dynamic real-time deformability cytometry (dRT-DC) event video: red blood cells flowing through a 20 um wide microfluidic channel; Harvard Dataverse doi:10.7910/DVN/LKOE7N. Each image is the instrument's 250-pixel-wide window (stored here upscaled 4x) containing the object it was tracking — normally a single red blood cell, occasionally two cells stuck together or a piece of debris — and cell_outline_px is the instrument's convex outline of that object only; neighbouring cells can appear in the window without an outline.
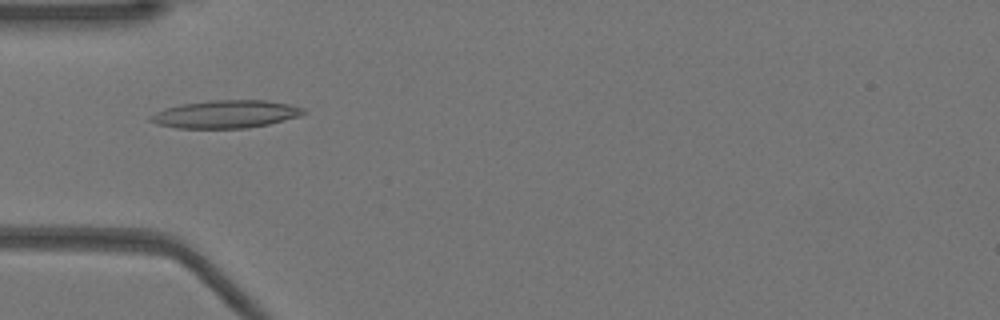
{"species": "Egyptian fruit bat (a non-hibernating species)", "species_latin": "Rousettus aegyptiacus", "temperature_condition": "warm", "stored_images_in_passage": 51, "camera_frame_rate_fps": 3000, "um_per_image_px": 0.085, "animal": {"sex": "female"}, "frame": {"image": 1, "passage_image": 16, "time_ms": 5.0, "image_size_px": [1000, 320], "cell_outline_px": [[308, 112], [300, 116], [268, 124], [248, 128], [176, 128], [156, 124], [148, 120], [148, 116], [164, 108], [180, 104], [208, 100], [268, 100], [288, 104], [304, 108]], "centroid_in_image_um": [19.16, 9.7], "position_along_channel_um": 65.8, "area_um2": 25.03}}
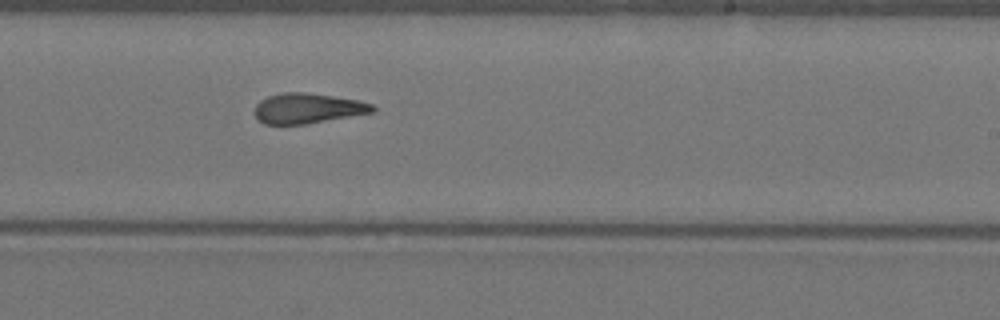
{"frame": {"image": 2, "passage_image": 31, "time_ms": 10.0, "image_size_px": [1000, 320], "cell_outline_px": [[376, 112], [304, 124], [264, 124], [256, 116], [256, 104], [260, 100], [268, 96], [280, 92], [304, 92], [360, 100], [372, 104], [376, 108]], "centroid_in_image_um": [26.18, 9.2], "position_along_channel_um": 262.8, "area_um2": 20.69}}
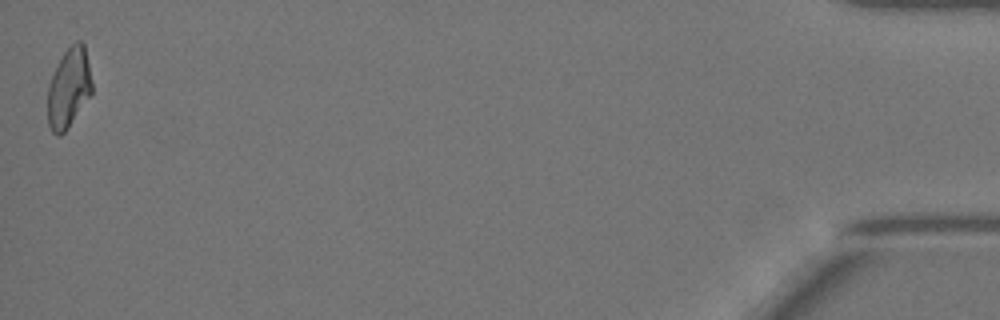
{"frame": {"image": 3, "passage_image": 51, "time_ms": 16.667, "image_size_px": [1000, 320], "cell_outline_px": [[92, 92], [68, 128], [60, 136], [56, 136], [52, 132], [48, 124], [48, 84], [64, 52], [76, 40], [80, 40], [84, 44], [92, 84]], "centroid_in_image_um": [5.84, 7.5], "position_along_channel_um": 429.4, "area_um2": 20.29}, "authors_computed_cell_mechanics": {"area_um2": 21.6172, "velocity_mm_per_s": 3.9407, "shape_relaxation_time_tau1_ms": null, "shape_relaxation_time_tau2_ms": 1.5546, "deformation_change_tau1": null, "deformation_change_tau2": 0.1048}}